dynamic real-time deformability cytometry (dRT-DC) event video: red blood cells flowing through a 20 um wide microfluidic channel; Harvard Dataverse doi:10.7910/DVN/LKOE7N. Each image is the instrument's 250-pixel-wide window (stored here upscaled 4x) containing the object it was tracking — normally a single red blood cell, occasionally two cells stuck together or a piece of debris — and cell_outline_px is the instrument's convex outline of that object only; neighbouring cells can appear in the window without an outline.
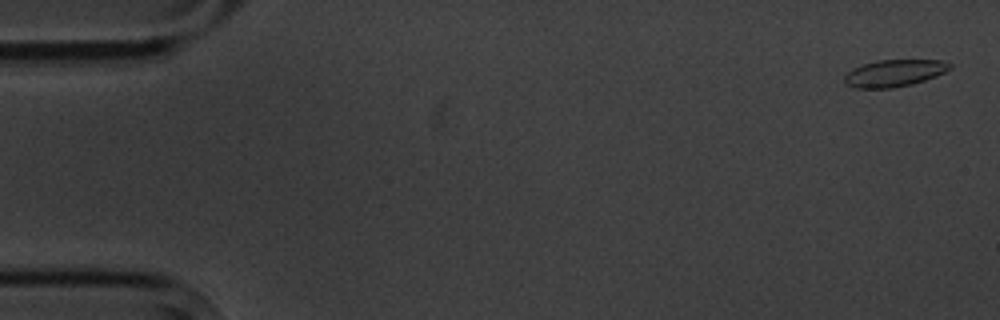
{"species": "common noctule bat (a hibernating species)", "species_latin": "Nyctalus noctula", "temperature_condition": "cold", "stored_images_in_passage": 4, "camera_frame_rate_fps": 3000, "um_per_image_px": 0.085, "animal": {"sex": "male", "body_mass_g": 20.1, "forearm_length_mm": 53.5}, "frame": {"image": 1, "passage_image": 1, "time_ms": 0.0, "image_size_px": [1000, 320], "cell_outline_px": [[952, 68], [936, 76], [912, 84], [892, 88], [856, 88], [844, 84], [844, 76], [852, 68], [876, 60], [944, 60], [952, 64]], "centroid_in_image_um": [76.01, 6.21], "position_along_channel_um": 9.0, "area_um2": 16.65}}